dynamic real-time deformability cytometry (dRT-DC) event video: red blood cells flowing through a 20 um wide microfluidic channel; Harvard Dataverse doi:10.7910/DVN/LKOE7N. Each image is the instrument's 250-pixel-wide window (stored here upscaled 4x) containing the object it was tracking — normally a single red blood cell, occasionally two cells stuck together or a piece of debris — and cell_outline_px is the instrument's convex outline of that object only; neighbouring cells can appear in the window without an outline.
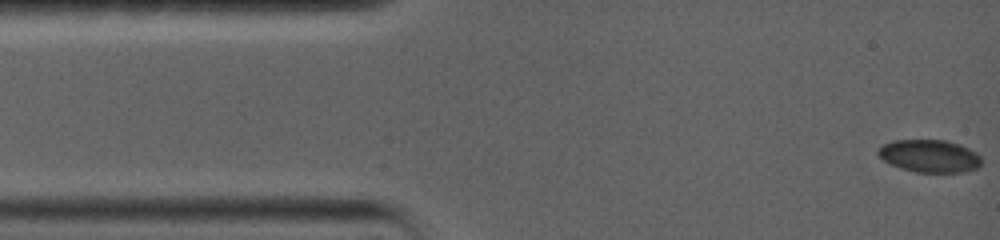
{"species": "common noctule bat (a hibernating species)", "species_latin": "Nyctalus noctula", "temperature_condition": "warm", "stored_images_in_passage": 34, "camera_frame_rate_fps": 5000, "um_per_image_px": 0.085, "animal": {"sex": "female", "body_mass_g": 19.0, "forearm_length_mm": 56.7}, "frame": {"image": 1, "passage_image": 1, "time_ms": 0.0, "image_size_px": [1000, 240], "cell_outline_px": [[980, 164], [976, 168], [964, 172], [916, 172], [900, 168], [884, 160], [876, 152], [884, 144], [892, 140], [944, 140], [960, 144], [976, 152], [980, 156]], "centroid_in_image_um": [79.01, 13.25], "position_along_channel_um": 6.0, "area_um2": 19.48}}
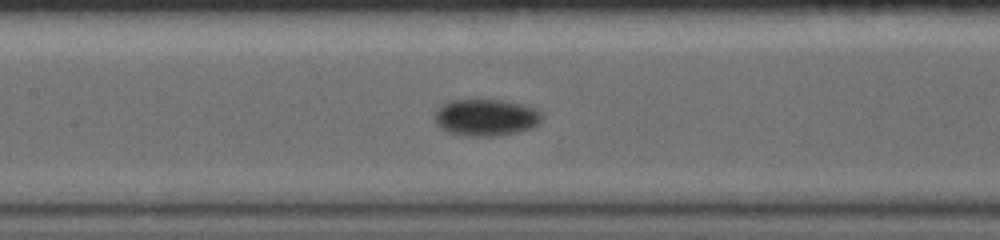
{"frame": {"image": 2, "passage_image": 15, "time_ms": 7.0, "image_size_px": [1000, 240], "cell_outline_px": [[540, 124], [532, 128], [520, 132], [496, 136], [468, 136], [448, 132], [440, 128], [436, 124], [436, 108], [440, 104], [448, 100], [504, 100], [524, 104], [536, 108], [540, 112]], "centroid_in_image_um": [41.3, 9.98], "position_along_channel_um": 166.1, "area_um2": 23.29}}
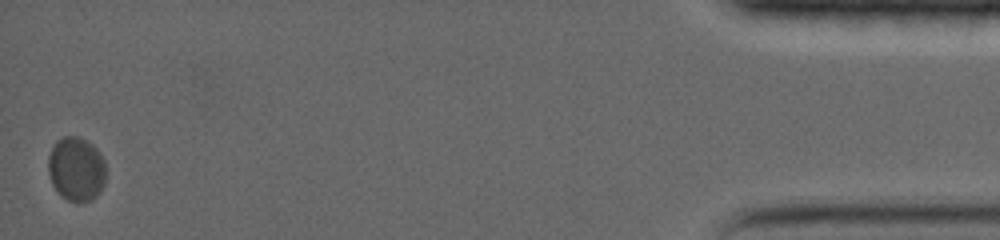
{"frame": {"image": 3, "passage_image": 34, "time_ms": 18.2, "image_size_px": [1000, 240], "cell_outline_px": [[104, 184], [100, 192], [92, 200], [68, 200], [60, 196], [52, 184], [48, 172], [48, 156], [56, 140], [64, 136], [80, 136], [92, 144], [100, 152], [104, 160]], "centroid_in_image_um": [6.47, 14.33], "position_along_channel_um": 428.7, "area_um2": 21.56}, "authors_computed_cell_mechanics": {"area_um2": 21.386, "velocity_mm_per_s": 3.5017, "shape_relaxation_time_tau1_ms": 2.721, "shape_relaxation_time_tau2_ms": null, "deformation_change_tau1": 0.0327, "deformation_change_tau2": null}}